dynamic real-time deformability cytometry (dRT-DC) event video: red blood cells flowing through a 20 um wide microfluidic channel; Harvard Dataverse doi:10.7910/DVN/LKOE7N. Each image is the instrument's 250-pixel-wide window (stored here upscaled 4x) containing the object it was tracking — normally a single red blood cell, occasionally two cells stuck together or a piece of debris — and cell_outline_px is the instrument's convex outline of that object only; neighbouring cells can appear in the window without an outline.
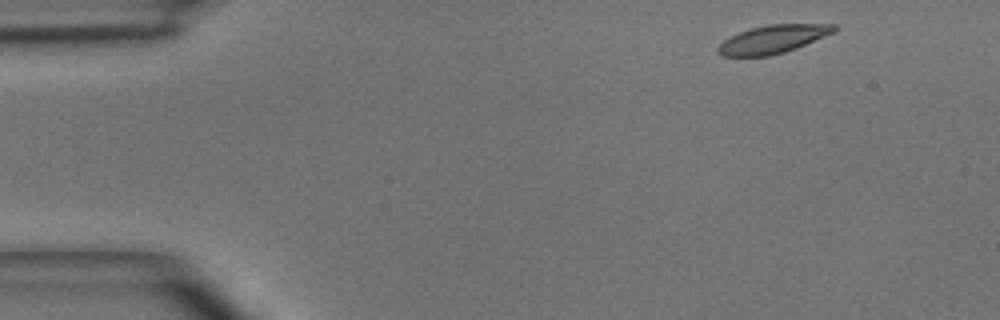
{"species": "common noctule bat (a hibernating species)", "species_latin": "Nyctalus noctula", "temperature_condition": "room temperature", "stored_images_in_passage": 3, "camera_frame_rate_fps": 3000, "um_per_image_px": 0.085, "animal": {"sex": "male", "body_mass_g": 15.6}, "frame": {"image": 1, "passage_image": 1, "time_ms": 0.0, "image_size_px": [1000, 320], "cell_outline_px": [[836, 32], [796, 48], [784, 52], [768, 56], [720, 56], [716, 52], [716, 48], [724, 40], [740, 32], [752, 28], [768, 24], [836, 24]], "centroid_in_image_um": [65.7, 3.34], "position_along_channel_um": 19.3, "area_um2": 19.02}}